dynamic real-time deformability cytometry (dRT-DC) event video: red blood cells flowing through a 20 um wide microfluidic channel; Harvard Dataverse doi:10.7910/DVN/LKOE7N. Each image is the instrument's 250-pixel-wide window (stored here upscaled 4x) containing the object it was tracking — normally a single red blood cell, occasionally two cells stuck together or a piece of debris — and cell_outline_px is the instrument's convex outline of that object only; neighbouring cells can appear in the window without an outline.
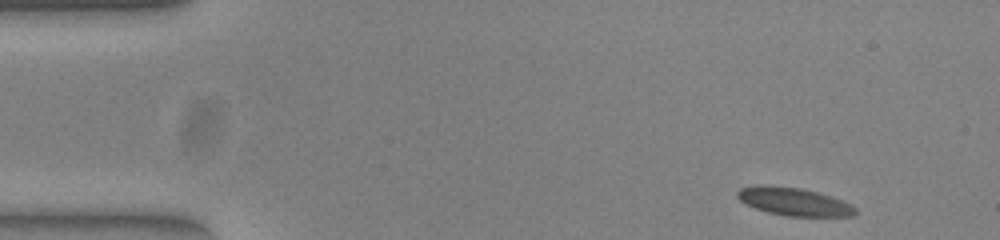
{"species": "common noctule bat (a hibernating species)", "species_latin": "Nyctalus noctula", "temperature_condition": "warm", "stored_images_in_passage": 50, "segment_of_instrument_passage": [1, 2], "camera_frame_rate_fps": 3000, "um_per_image_px": 0.085, "animal": {"sex": "female", "body_mass_g": 23.0, "forearm_length_mm": 53.4}, "frame": {"image": 1, "passage_image": 1, "time_ms": 0.0, "image_size_px": [1000, 240], "cell_outline_px": [[856, 212], [852, 216], [788, 216], [768, 212], [756, 208], [740, 200], [736, 196], [736, 192], [740, 188], [756, 184], [764, 184], [800, 188], [832, 196], [856, 208]], "centroid_in_image_um": [67.43, 17.12], "position_along_channel_um": 17.6, "area_um2": 19.07}}
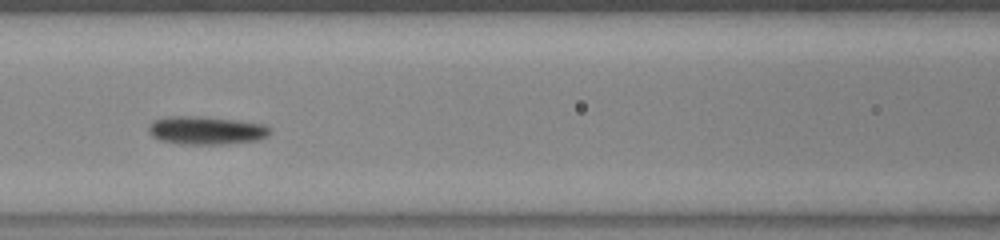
{"frame": {"image": 2, "passage_image": 19, "time_ms": 6.0, "image_size_px": [1000, 240], "cell_outline_px": [[272, 132], [268, 136], [260, 140], [224, 144], [180, 144], [160, 140], [152, 136], [148, 132], [148, 124], [152, 120], [168, 116], [204, 116], [240, 120], [264, 124], [272, 128]], "centroid_in_image_um": [17.55, 11.07], "position_along_channel_um": 149.1, "area_um2": 20.46}}
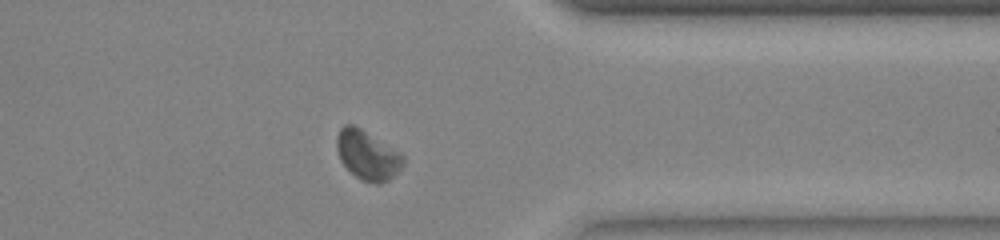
{"frame": {"image": 3, "passage_image": 38, "time_ms": 12.333, "image_size_px": [1000, 240], "cell_outline_px": [[404, 164], [388, 180], [380, 184], [376, 184], [360, 180], [340, 160], [336, 148], [336, 136], [340, 128], [344, 124], [352, 124], [360, 128], [400, 152], [404, 156]], "centroid_in_image_um": [31.21, 13.18], "position_along_channel_um": 380.2, "area_um2": 18.96}}